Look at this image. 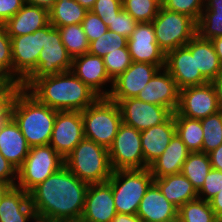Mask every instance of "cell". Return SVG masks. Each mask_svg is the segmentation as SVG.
I'll return each mask as SVG.
<instances>
[{
	"mask_svg": "<svg viewBox=\"0 0 222 222\" xmlns=\"http://www.w3.org/2000/svg\"><path fill=\"white\" fill-rule=\"evenodd\" d=\"M29 150L18 124L8 115L0 124V153L18 170Z\"/></svg>",
	"mask_w": 222,
	"mask_h": 222,
	"instance_id": "cell-22",
	"label": "cell"
},
{
	"mask_svg": "<svg viewBox=\"0 0 222 222\" xmlns=\"http://www.w3.org/2000/svg\"><path fill=\"white\" fill-rule=\"evenodd\" d=\"M36 213L30 195L18 186H8L0 196V222H29Z\"/></svg>",
	"mask_w": 222,
	"mask_h": 222,
	"instance_id": "cell-21",
	"label": "cell"
},
{
	"mask_svg": "<svg viewBox=\"0 0 222 222\" xmlns=\"http://www.w3.org/2000/svg\"><path fill=\"white\" fill-rule=\"evenodd\" d=\"M105 25L108 27V30L114 31L119 35L124 36L129 39L132 32L135 30L138 22L124 9H122L117 16L112 17L111 19H101Z\"/></svg>",
	"mask_w": 222,
	"mask_h": 222,
	"instance_id": "cell-41",
	"label": "cell"
},
{
	"mask_svg": "<svg viewBox=\"0 0 222 222\" xmlns=\"http://www.w3.org/2000/svg\"><path fill=\"white\" fill-rule=\"evenodd\" d=\"M71 71L100 97H107L110 94L111 89L107 90L104 85L110 82L112 88L113 81L106 72L103 57L89 53L75 57Z\"/></svg>",
	"mask_w": 222,
	"mask_h": 222,
	"instance_id": "cell-20",
	"label": "cell"
},
{
	"mask_svg": "<svg viewBox=\"0 0 222 222\" xmlns=\"http://www.w3.org/2000/svg\"><path fill=\"white\" fill-rule=\"evenodd\" d=\"M200 120L203 129L202 152L208 154L222 144V110Z\"/></svg>",
	"mask_w": 222,
	"mask_h": 222,
	"instance_id": "cell-35",
	"label": "cell"
},
{
	"mask_svg": "<svg viewBox=\"0 0 222 222\" xmlns=\"http://www.w3.org/2000/svg\"><path fill=\"white\" fill-rule=\"evenodd\" d=\"M49 24L48 10L25 3L23 7L3 25L9 37L13 38L32 34Z\"/></svg>",
	"mask_w": 222,
	"mask_h": 222,
	"instance_id": "cell-23",
	"label": "cell"
},
{
	"mask_svg": "<svg viewBox=\"0 0 222 222\" xmlns=\"http://www.w3.org/2000/svg\"><path fill=\"white\" fill-rule=\"evenodd\" d=\"M112 170L145 169L141 131L122 123L113 144L108 148Z\"/></svg>",
	"mask_w": 222,
	"mask_h": 222,
	"instance_id": "cell-11",
	"label": "cell"
},
{
	"mask_svg": "<svg viewBox=\"0 0 222 222\" xmlns=\"http://www.w3.org/2000/svg\"><path fill=\"white\" fill-rule=\"evenodd\" d=\"M154 183L178 209L188 201L198 198V192L182 173L154 178Z\"/></svg>",
	"mask_w": 222,
	"mask_h": 222,
	"instance_id": "cell-28",
	"label": "cell"
},
{
	"mask_svg": "<svg viewBox=\"0 0 222 222\" xmlns=\"http://www.w3.org/2000/svg\"><path fill=\"white\" fill-rule=\"evenodd\" d=\"M209 204L216 217H222V189L209 200Z\"/></svg>",
	"mask_w": 222,
	"mask_h": 222,
	"instance_id": "cell-49",
	"label": "cell"
},
{
	"mask_svg": "<svg viewBox=\"0 0 222 222\" xmlns=\"http://www.w3.org/2000/svg\"><path fill=\"white\" fill-rule=\"evenodd\" d=\"M0 181L8 186H16L17 169L0 153Z\"/></svg>",
	"mask_w": 222,
	"mask_h": 222,
	"instance_id": "cell-46",
	"label": "cell"
},
{
	"mask_svg": "<svg viewBox=\"0 0 222 222\" xmlns=\"http://www.w3.org/2000/svg\"><path fill=\"white\" fill-rule=\"evenodd\" d=\"M185 46L195 54L196 70H199L208 82H212L222 73V66L211 40L196 34Z\"/></svg>",
	"mask_w": 222,
	"mask_h": 222,
	"instance_id": "cell-27",
	"label": "cell"
},
{
	"mask_svg": "<svg viewBox=\"0 0 222 222\" xmlns=\"http://www.w3.org/2000/svg\"><path fill=\"white\" fill-rule=\"evenodd\" d=\"M128 39L114 31L107 30L105 34L89 43L88 53L103 57L110 52L119 51V48L127 47Z\"/></svg>",
	"mask_w": 222,
	"mask_h": 222,
	"instance_id": "cell-37",
	"label": "cell"
},
{
	"mask_svg": "<svg viewBox=\"0 0 222 222\" xmlns=\"http://www.w3.org/2000/svg\"><path fill=\"white\" fill-rule=\"evenodd\" d=\"M87 12L75 0H57L49 10V21L56 28L81 24Z\"/></svg>",
	"mask_w": 222,
	"mask_h": 222,
	"instance_id": "cell-30",
	"label": "cell"
},
{
	"mask_svg": "<svg viewBox=\"0 0 222 222\" xmlns=\"http://www.w3.org/2000/svg\"><path fill=\"white\" fill-rule=\"evenodd\" d=\"M165 69L173 77L179 90L208 83L196 70L195 54L186 47H178L166 54Z\"/></svg>",
	"mask_w": 222,
	"mask_h": 222,
	"instance_id": "cell-17",
	"label": "cell"
},
{
	"mask_svg": "<svg viewBox=\"0 0 222 222\" xmlns=\"http://www.w3.org/2000/svg\"><path fill=\"white\" fill-rule=\"evenodd\" d=\"M175 134L174 113L162 124L141 131L142 152L148 166L163 154Z\"/></svg>",
	"mask_w": 222,
	"mask_h": 222,
	"instance_id": "cell-24",
	"label": "cell"
},
{
	"mask_svg": "<svg viewBox=\"0 0 222 222\" xmlns=\"http://www.w3.org/2000/svg\"><path fill=\"white\" fill-rule=\"evenodd\" d=\"M156 42L165 55L185 46L196 34L197 23L189 16L167 10L161 6L152 20Z\"/></svg>",
	"mask_w": 222,
	"mask_h": 222,
	"instance_id": "cell-7",
	"label": "cell"
},
{
	"mask_svg": "<svg viewBox=\"0 0 222 222\" xmlns=\"http://www.w3.org/2000/svg\"><path fill=\"white\" fill-rule=\"evenodd\" d=\"M213 46L215 48V52L218 55L219 61L222 66V37H216L211 39Z\"/></svg>",
	"mask_w": 222,
	"mask_h": 222,
	"instance_id": "cell-53",
	"label": "cell"
},
{
	"mask_svg": "<svg viewBox=\"0 0 222 222\" xmlns=\"http://www.w3.org/2000/svg\"><path fill=\"white\" fill-rule=\"evenodd\" d=\"M216 222H222V217H216Z\"/></svg>",
	"mask_w": 222,
	"mask_h": 222,
	"instance_id": "cell-59",
	"label": "cell"
},
{
	"mask_svg": "<svg viewBox=\"0 0 222 222\" xmlns=\"http://www.w3.org/2000/svg\"><path fill=\"white\" fill-rule=\"evenodd\" d=\"M81 116L84 137L108 149L123 123L118 104L108 97H99L81 111Z\"/></svg>",
	"mask_w": 222,
	"mask_h": 222,
	"instance_id": "cell-5",
	"label": "cell"
},
{
	"mask_svg": "<svg viewBox=\"0 0 222 222\" xmlns=\"http://www.w3.org/2000/svg\"><path fill=\"white\" fill-rule=\"evenodd\" d=\"M63 166L64 159L50 144L30 147L25 161L17 170L16 186L29 193Z\"/></svg>",
	"mask_w": 222,
	"mask_h": 222,
	"instance_id": "cell-8",
	"label": "cell"
},
{
	"mask_svg": "<svg viewBox=\"0 0 222 222\" xmlns=\"http://www.w3.org/2000/svg\"><path fill=\"white\" fill-rule=\"evenodd\" d=\"M24 4V0H0V25L6 23Z\"/></svg>",
	"mask_w": 222,
	"mask_h": 222,
	"instance_id": "cell-45",
	"label": "cell"
},
{
	"mask_svg": "<svg viewBox=\"0 0 222 222\" xmlns=\"http://www.w3.org/2000/svg\"><path fill=\"white\" fill-rule=\"evenodd\" d=\"M57 0H24L26 4L38 6L46 10H50Z\"/></svg>",
	"mask_w": 222,
	"mask_h": 222,
	"instance_id": "cell-51",
	"label": "cell"
},
{
	"mask_svg": "<svg viewBox=\"0 0 222 222\" xmlns=\"http://www.w3.org/2000/svg\"><path fill=\"white\" fill-rule=\"evenodd\" d=\"M57 29L72 59L88 53L89 41L81 24L66 25Z\"/></svg>",
	"mask_w": 222,
	"mask_h": 222,
	"instance_id": "cell-33",
	"label": "cell"
},
{
	"mask_svg": "<svg viewBox=\"0 0 222 222\" xmlns=\"http://www.w3.org/2000/svg\"><path fill=\"white\" fill-rule=\"evenodd\" d=\"M103 61L106 72L112 81L121 75L133 62L128 47L119 48V51L108 53L103 56Z\"/></svg>",
	"mask_w": 222,
	"mask_h": 222,
	"instance_id": "cell-39",
	"label": "cell"
},
{
	"mask_svg": "<svg viewBox=\"0 0 222 222\" xmlns=\"http://www.w3.org/2000/svg\"><path fill=\"white\" fill-rule=\"evenodd\" d=\"M189 153L190 151L184 142L175 134L163 154L149 165L148 168L153 178L181 173L183 163L188 158Z\"/></svg>",
	"mask_w": 222,
	"mask_h": 222,
	"instance_id": "cell-26",
	"label": "cell"
},
{
	"mask_svg": "<svg viewBox=\"0 0 222 222\" xmlns=\"http://www.w3.org/2000/svg\"><path fill=\"white\" fill-rule=\"evenodd\" d=\"M58 222H87L82 216L70 219L60 220Z\"/></svg>",
	"mask_w": 222,
	"mask_h": 222,
	"instance_id": "cell-56",
	"label": "cell"
},
{
	"mask_svg": "<svg viewBox=\"0 0 222 222\" xmlns=\"http://www.w3.org/2000/svg\"><path fill=\"white\" fill-rule=\"evenodd\" d=\"M44 45V28L11 38L13 86L20 87L36 70Z\"/></svg>",
	"mask_w": 222,
	"mask_h": 222,
	"instance_id": "cell-10",
	"label": "cell"
},
{
	"mask_svg": "<svg viewBox=\"0 0 222 222\" xmlns=\"http://www.w3.org/2000/svg\"><path fill=\"white\" fill-rule=\"evenodd\" d=\"M137 216L150 222L178 219V208L165 198L153 182L140 202Z\"/></svg>",
	"mask_w": 222,
	"mask_h": 222,
	"instance_id": "cell-25",
	"label": "cell"
},
{
	"mask_svg": "<svg viewBox=\"0 0 222 222\" xmlns=\"http://www.w3.org/2000/svg\"><path fill=\"white\" fill-rule=\"evenodd\" d=\"M75 1L78 2L83 8H85L88 11L92 9L94 3L96 2V0H75Z\"/></svg>",
	"mask_w": 222,
	"mask_h": 222,
	"instance_id": "cell-54",
	"label": "cell"
},
{
	"mask_svg": "<svg viewBox=\"0 0 222 222\" xmlns=\"http://www.w3.org/2000/svg\"><path fill=\"white\" fill-rule=\"evenodd\" d=\"M56 114L57 110L39 102L21 86L14 90L9 115L18 124L30 147L50 143Z\"/></svg>",
	"mask_w": 222,
	"mask_h": 222,
	"instance_id": "cell-3",
	"label": "cell"
},
{
	"mask_svg": "<svg viewBox=\"0 0 222 222\" xmlns=\"http://www.w3.org/2000/svg\"><path fill=\"white\" fill-rule=\"evenodd\" d=\"M111 222H143V220L137 214L117 213Z\"/></svg>",
	"mask_w": 222,
	"mask_h": 222,
	"instance_id": "cell-50",
	"label": "cell"
},
{
	"mask_svg": "<svg viewBox=\"0 0 222 222\" xmlns=\"http://www.w3.org/2000/svg\"><path fill=\"white\" fill-rule=\"evenodd\" d=\"M108 182L117 213L137 214L140 202L154 178L149 168L113 170Z\"/></svg>",
	"mask_w": 222,
	"mask_h": 222,
	"instance_id": "cell-6",
	"label": "cell"
},
{
	"mask_svg": "<svg viewBox=\"0 0 222 222\" xmlns=\"http://www.w3.org/2000/svg\"><path fill=\"white\" fill-rule=\"evenodd\" d=\"M136 98L166 107L174 113L179 104V89L169 72L162 68L150 79Z\"/></svg>",
	"mask_w": 222,
	"mask_h": 222,
	"instance_id": "cell-18",
	"label": "cell"
},
{
	"mask_svg": "<svg viewBox=\"0 0 222 222\" xmlns=\"http://www.w3.org/2000/svg\"><path fill=\"white\" fill-rule=\"evenodd\" d=\"M122 9V0H96L90 11L101 19H111Z\"/></svg>",
	"mask_w": 222,
	"mask_h": 222,
	"instance_id": "cell-44",
	"label": "cell"
},
{
	"mask_svg": "<svg viewBox=\"0 0 222 222\" xmlns=\"http://www.w3.org/2000/svg\"><path fill=\"white\" fill-rule=\"evenodd\" d=\"M116 214L111 184H89L82 217L87 222H111Z\"/></svg>",
	"mask_w": 222,
	"mask_h": 222,
	"instance_id": "cell-19",
	"label": "cell"
},
{
	"mask_svg": "<svg viewBox=\"0 0 222 222\" xmlns=\"http://www.w3.org/2000/svg\"><path fill=\"white\" fill-rule=\"evenodd\" d=\"M222 189V171L212 169L205 177L203 186L197 191L198 198L209 201Z\"/></svg>",
	"mask_w": 222,
	"mask_h": 222,
	"instance_id": "cell-42",
	"label": "cell"
},
{
	"mask_svg": "<svg viewBox=\"0 0 222 222\" xmlns=\"http://www.w3.org/2000/svg\"><path fill=\"white\" fill-rule=\"evenodd\" d=\"M205 6V0H163L162 7L191 17L196 23Z\"/></svg>",
	"mask_w": 222,
	"mask_h": 222,
	"instance_id": "cell-40",
	"label": "cell"
},
{
	"mask_svg": "<svg viewBox=\"0 0 222 222\" xmlns=\"http://www.w3.org/2000/svg\"><path fill=\"white\" fill-rule=\"evenodd\" d=\"M196 29L203 39L222 37V0H205Z\"/></svg>",
	"mask_w": 222,
	"mask_h": 222,
	"instance_id": "cell-29",
	"label": "cell"
},
{
	"mask_svg": "<svg viewBox=\"0 0 222 222\" xmlns=\"http://www.w3.org/2000/svg\"><path fill=\"white\" fill-rule=\"evenodd\" d=\"M143 222H150V221H143ZM154 222H179V219H169V220L154 221Z\"/></svg>",
	"mask_w": 222,
	"mask_h": 222,
	"instance_id": "cell-58",
	"label": "cell"
},
{
	"mask_svg": "<svg viewBox=\"0 0 222 222\" xmlns=\"http://www.w3.org/2000/svg\"><path fill=\"white\" fill-rule=\"evenodd\" d=\"M220 110L212 82L179 90V104L176 112L181 116L203 119Z\"/></svg>",
	"mask_w": 222,
	"mask_h": 222,
	"instance_id": "cell-12",
	"label": "cell"
},
{
	"mask_svg": "<svg viewBox=\"0 0 222 222\" xmlns=\"http://www.w3.org/2000/svg\"><path fill=\"white\" fill-rule=\"evenodd\" d=\"M176 134L190 152H202L203 129L200 119H192L174 112Z\"/></svg>",
	"mask_w": 222,
	"mask_h": 222,
	"instance_id": "cell-31",
	"label": "cell"
},
{
	"mask_svg": "<svg viewBox=\"0 0 222 222\" xmlns=\"http://www.w3.org/2000/svg\"><path fill=\"white\" fill-rule=\"evenodd\" d=\"M5 83L0 79V88L4 85Z\"/></svg>",
	"mask_w": 222,
	"mask_h": 222,
	"instance_id": "cell-60",
	"label": "cell"
},
{
	"mask_svg": "<svg viewBox=\"0 0 222 222\" xmlns=\"http://www.w3.org/2000/svg\"><path fill=\"white\" fill-rule=\"evenodd\" d=\"M7 187L8 185L0 181V196L2 195V193L5 191Z\"/></svg>",
	"mask_w": 222,
	"mask_h": 222,
	"instance_id": "cell-57",
	"label": "cell"
},
{
	"mask_svg": "<svg viewBox=\"0 0 222 222\" xmlns=\"http://www.w3.org/2000/svg\"><path fill=\"white\" fill-rule=\"evenodd\" d=\"M212 169L222 171V144L208 153Z\"/></svg>",
	"mask_w": 222,
	"mask_h": 222,
	"instance_id": "cell-48",
	"label": "cell"
},
{
	"mask_svg": "<svg viewBox=\"0 0 222 222\" xmlns=\"http://www.w3.org/2000/svg\"><path fill=\"white\" fill-rule=\"evenodd\" d=\"M89 43L96 40L108 30V27L101 18L91 11H88L81 23Z\"/></svg>",
	"mask_w": 222,
	"mask_h": 222,
	"instance_id": "cell-43",
	"label": "cell"
},
{
	"mask_svg": "<svg viewBox=\"0 0 222 222\" xmlns=\"http://www.w3.org/2000/svg\"><path fill=\"white\" fill-rule=\"evenodd\" d=\"M161 6L159 0H122L123 9L138 23L152 22Z\"/></svg>",
	"mask_w": 222,
	"mask_h": 222,
	"instance_id": "cell-36",
	"label": "cell"
},
{
	"mask_svg": "<svg viewBox=\"0 0 222 222\" xmlns=\"http://www.w3.org/2000/svg\"><path fill=\"white\" fill-rule=\"evenodd\" d=\"M26 90L57 111H83L100 97L72 71L38 78Z\"/></svg>",
	"mask_w": 222,
	"mask_h": 222,
	"instance_id": "cell-2",
	"label": "cell"
},
{
	"mask_svg": "<svg viewBox=\"0 0 222 222\" xmlns=\"http://www.w3.org/2000/svg\"><path fill=\"white\" fill-rule=\"evenodd\" d=\"M64 165L87 184L107 182L113 171L108 149L85 137L66 156Z\"/></svg>",
	"mask_w": 222,
	"mask_h": 222,
	"instance_id": "cell-4",
	"label": "cell"
},
{
	"mask_svg": "<svg viewBox=\"0 0 222 222\" xmlns=\"http://www.w3.org/2000/svg\"><path fill=\"white\" fill-rule=\"evenodd\" d=\"M16 88V86L10 84H4L0 88V124L9 115L10 102Z\"/></svg>",
	"mask_w": 222,
	"mask_h": 222,
	"instance_id": "cell-47",
	"label": "cell"
},
{
	"mask_svg": "<svg viewBox=\"0 0 222 222\" xmlns=\"http://www.w3.org/2000/svg\"><path fill=\"white\" fill-rule=\"evenodd\" d=\"M157 65L143 62L132 64L115 80H113L110 100L118 103L120 100L136 98L150 79L160 70Z\"/></svg>",
	"mask_w": 222,
	"mask_h": 222,
	"instance_id": "cell-15",
	"label": "cell"
},
{
	"mask_svg": "<svg viewBox=\"0 0 222 222\" xmlns=\"http://www.w3.org/2000/svg\"><path fill=\"white\" fill-rule=\"evenodd\" d=\"M117 104L123 123L138 131L160 125L173 114L166 107L147 103L137 98L120 100Z\"/></svg>",
	"mask_w": 222,
	"mask_h": 222,
	"instance_id": "cell-14",
	"label": "cell"
},
{
	"mask_svg": "<svg viewBox=\"0 0 222 222\" xmlns=\"http://www.w3.org/2000/svg\"><path fill=\"white\" fill-rule=\"evenodd\" d=\"M0 79L5 84L13 85L11 38L4 25H0Z\"/></svg>",
	"mask_w": 222,
	"mask_h": 222,
	"instance_id": "cell-38",
	"label": "cell"
},
{
	"mask_svg": "<svg viewBox=\"0 0 222 222\" xmlns=\"http://www.w3.org/2000/svg\"><path fill=\"white\" fill-rule=\"evenodd\" d=\"M38 59L37 70L21 85L27 89L36 79L71 71L72 57L63 45L56 27H44V45Z\"/></svg>",
	"mask_w": 222,
	"mask_h": 222,
	"instance_id": "cell-9",
	"label": "cell"
},
{
	"mask_svg": "<svg viewBox=\"0 0 222 222\" xmlns=\"http://www.w3.org/2000/svg\"><path fill=\"white\" fill-rule=\"evenodd\" d=\"M88 187L64 165L29 192L30 202L36 215L56 222L81 217Z\"/></svg>",
	"mask_w": 222,
	"mask_h": 222,
	"instance_id": "cell-1",
	"label": "cell"
},
{
	"mask_svg": "<svg viewBox=\"0 0 222 222\" xmlns=\"http://www.w3.org/2000/svg\"><path fill=\"white\" fill-rule=\"evenodd\" d=\"M84 138L81 111H57L50 145L65 159Z\"/></svg>",
	"mask_w": 222,
	"mask_h": 222,
	"instance_id": "cell-13",
	"label": "cell"
},
{
	"mask_svg": "<svg viewBox=\"0 0 222 222\" xmlns=\"http://www.w3.org/2000/svg\"><path fill=\"white\" fill-rule=\"evenodd\" d=\"M127 47L133 62L150 63L165 68V53L156 42L152 22L138 23L128 39Z\"/></svg>",
	"mask_w": 222,
	"mask_h": 222,
	"instance_id": "cell-16",
	"label": "cell"
},
{
	"mask_svg": "<svg viewBox=\"0 0 222 222\" xmlns=\"http://www.w3.org/2000/svg\"><path fill=\"white\" fill-rule=\"evenodd\" d=\"M32 221L33 222H56L54 220H51L50 218L41 217V216H38V215H35V217L32 219Z\"/></svg>",
	"mask_w": 222,
	"mask_h": 222,
	"instance_id": "cell-55",
	"label": "cell"
},
{
	"mask_svg": "<svg viewBox=\"0 0 222 222\" xmlns=\"http://www.w3.org/2000/svg\"><path fill=\"white\" fill-rule=\"evenodd\" d=\"M216 93L220 109L222 110V73L212 81Z\"/></svg>",
	"mask_w": 222,
	"mask_h": 222,
	"instance_id": "cell-52",
	"label": "cell"
},
{
	"mask_svg": "<svg viewBox=\"0 0 222 222\" xmlns=\"http://www.w3.org/2000/svg\"><path fill=\"white\" fill-rule=\"evenodd\" d=\"M211 163L208 154L204 152H190L183 163L181 173L192 183L198 191L205 181V177L211 170Z\"/></svg>",
	"mask_w": 222,
	"mask_h": 222,
	"instance_id": "cell-32",
	"label": "cell"
},
{
	"mask_svg": "<svg viewBox=\"0 0 222 222\" xmlns=\"http://www.w3.org/2000/svg\"><path fill=\"white\" fill-rule=\"evenodd\" d=\"M179 222H216V215L209 201L196 198L178 209Z\"/></svg>",
	"mask_w": 222,
	"mask_h": 222,
	"instance_id": "cell-34",
	"label": "cell"
}]
</instances>
